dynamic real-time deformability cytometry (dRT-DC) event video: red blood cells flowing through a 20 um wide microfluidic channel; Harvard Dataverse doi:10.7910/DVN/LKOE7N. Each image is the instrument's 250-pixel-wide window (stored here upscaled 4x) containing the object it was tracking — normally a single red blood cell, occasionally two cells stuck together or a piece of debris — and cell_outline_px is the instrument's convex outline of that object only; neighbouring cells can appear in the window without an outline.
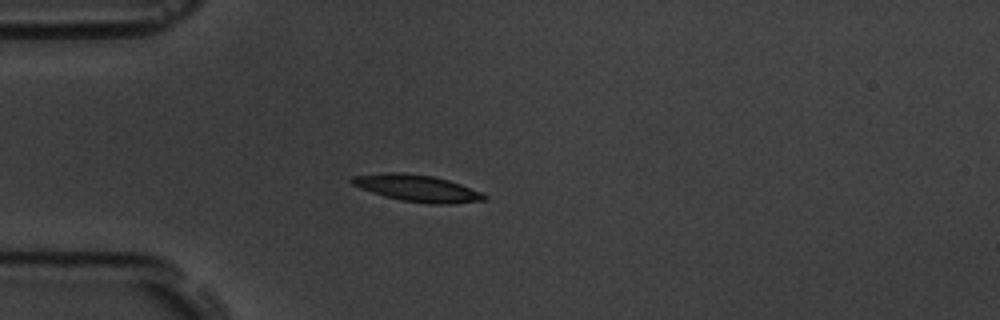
{"species": "common noctule bat (a hibernating species)", "species_latin": "Nyctalus noctula", "temperature_condition": "room temperature", "stored_images_in_passage": 8, "camera_frame_rate_fps": 3000, "um_per_image_px": 0.085, "animal": {"sex": "male", "body_mass_g": 19.5, "forearm_length_mm": 54.6}, "frame": {"image": 1, "passage_image": 5, "time_ms": 4.667, "image_size_px": [1000, 320], "cell_outline_px": [[488, 200], [452, 204], [432, 204], [400, 200], [384, 196], [360, 188], [352, 184], [348, 180], [352, 176], [392, 172], [400, 172], [432, 176], [448, 180], [460, 184], [480, 192], [488, 196]], "centroid_in_image_um": [35.47, 16.01], "position_along_channel_um": 49.5, "area_um2": 20.58}}
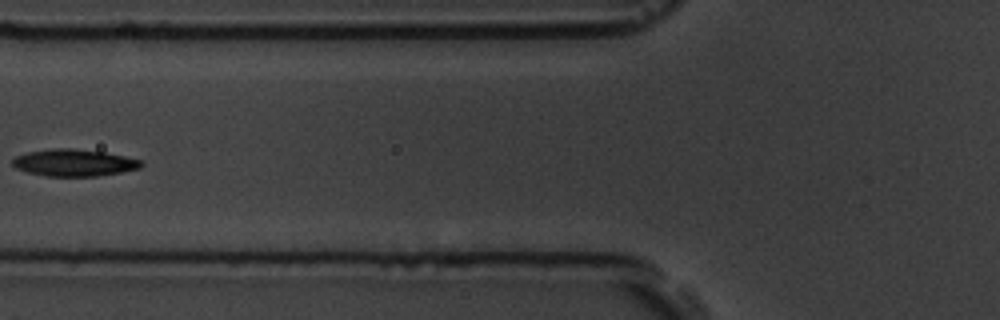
{"frame": {"image": 2, "passage_image": 7, "time_ms": 7.0, "image_size_px": [1000, 320], "cell_outline_px": [[144, 164], [140, 168], [120, 172], [96, 176], [48, 176], [28, 172], [16, 168], [12, 164], [12, 160], [16, 156], [28, 152], [52, 148], [72, 148], [104, 152], [144, 160]], "centroid_in_image_um": [6.32, 13.82], "position_along_channel_um": 119.5, "area_um2": 20.17}}
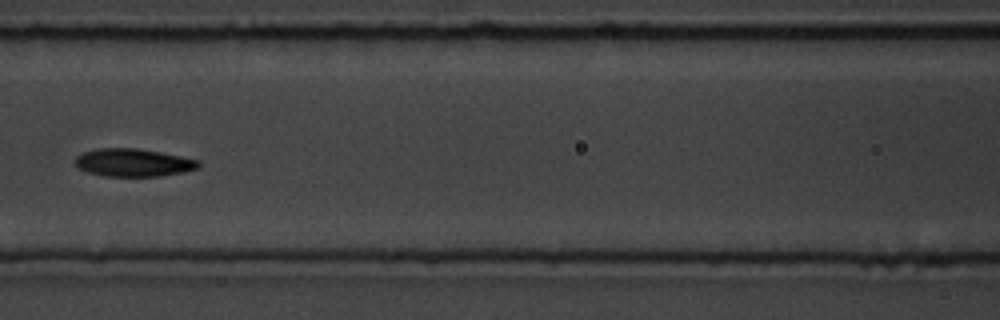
{"frame": {"image": 3, "passage_image": 8, "time_ms": 8.0, "image_size_px": [1000, 320], "cell_outline_px": [[200, 164], [196, 168], [184, 172], [160, 176], [104, 176], [88, 172], [80, 168], [76, 164], [76, 156], [84, 152], [100, 148], [136, 148], [160, 152], [200, 160]], "centroid_in_image_um": [11.35, 13.82], "position_along_channel_um": 155.3, "area_um2": 19.83}}